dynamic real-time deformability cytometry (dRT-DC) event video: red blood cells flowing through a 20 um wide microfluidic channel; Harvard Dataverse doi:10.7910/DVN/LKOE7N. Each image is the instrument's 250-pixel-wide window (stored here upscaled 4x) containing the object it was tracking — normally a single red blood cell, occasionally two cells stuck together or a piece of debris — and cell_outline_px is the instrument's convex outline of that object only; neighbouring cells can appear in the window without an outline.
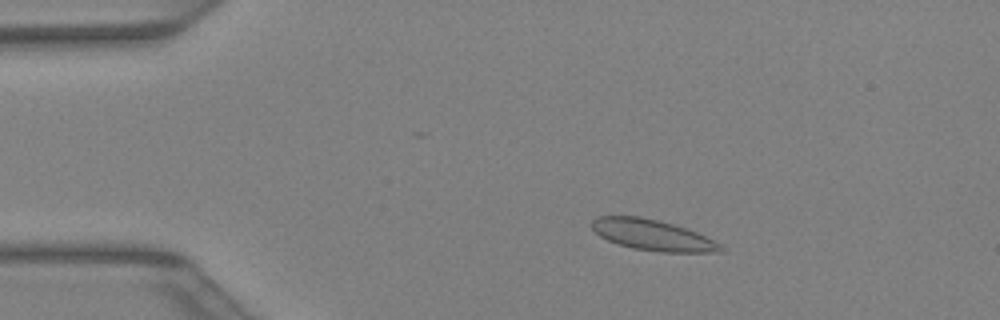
{"species": "Egyptian fruit bat (a non-hibernating species)", "species_latin": "Rousettus aegyptiacus", "temperature_condition": "warm", "stored_images_in_passage": 42, "camera_frame_rate_fps": 3000, "um_per_image_px": 0.085, "animal": {"sex": "female"}, "frame": {"image": 1, "passage_image": 8, "time_ms": 2.333, "image_size_px": [1000, 320], "cell_outline_px": [[728, 252], [660, 252], [632, 248], [608, 240], [600, 236], [592, 228], [592, 220], [596, 216], [640, 216], [672, 224], [696, 232], [720, 244]], "centroid_in_image_um": [55.47, 19.98], "position_along_channel_um": 29.5, "area_um2": 22.89}}
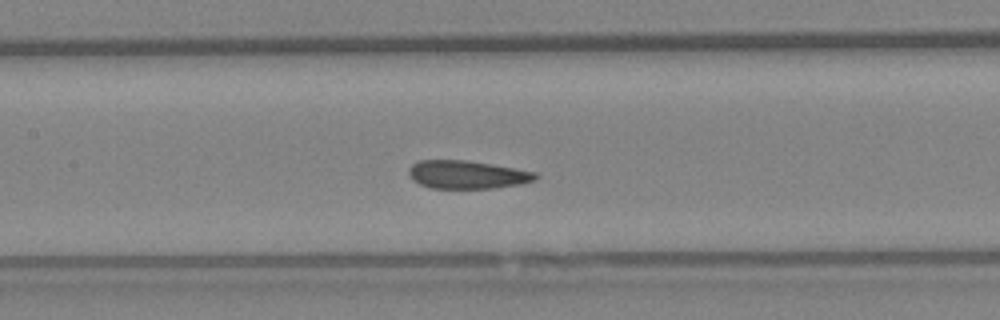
{"frame": {"image": 2, "passage_image": 20, "time_ms": 6.333, "image_size_px": [1000, 320], "cell_outline_px": [[540, 176], [536, 180], [520, 184], [492, 188], [432, 188], [420, 184], [412, 180], [408, 172], [408, 168], [412, 164], [420, 160], [464, 160], [492, 164], [536, 172]], "centroid_in_image_um": [39.71, 14.84], "position_along_channel_um": 167.7, "area_um2": 20.81}}
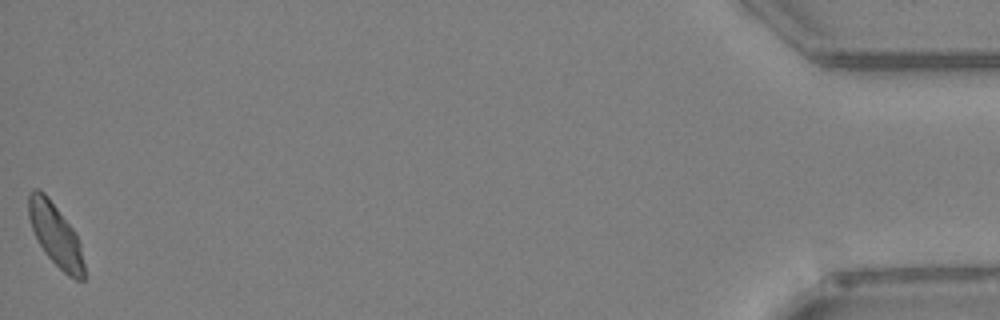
{"frame": {"image": 3, "passage_image": 42, "time_ms": 13.667, "image_size_px": [1000, 320], "cell_outline_px": [[84, 280], [76, 280], [68, 276], [44, 252], [32, 228], [28, 216], [28, 192], [32, 188], [40, 188], [48, 196], [76, 232], [80, 244], [84, 264]], "centroid_in_image_um": [4.71, 19.92], "position_along_channel_um": 430.5, "area_um2": 20.29}}